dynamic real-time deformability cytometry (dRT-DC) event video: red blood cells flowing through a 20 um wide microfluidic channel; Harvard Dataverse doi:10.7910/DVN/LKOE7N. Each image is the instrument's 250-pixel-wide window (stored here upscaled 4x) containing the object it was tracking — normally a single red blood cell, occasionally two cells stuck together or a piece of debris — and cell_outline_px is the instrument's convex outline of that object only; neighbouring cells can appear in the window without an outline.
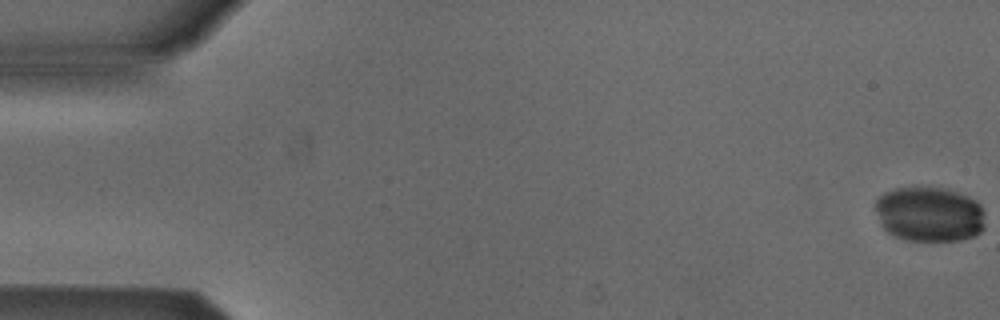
{"species": "Egyptian fruit bat (a non-hibernating species)", "species_latin": "Rousettus aegyptiacus", "temperature_condition": "cold", "stored_images_in_passage": 53, "camera_frame_rate_fps": 3000, "um_per_image_px": 0.085, "animal": {"sex": "male"}, "frame": {"image": 1, "passage_image": 1, "time_ms": 0.0, "image_size_px": [1000, 320], "cell_outline_px": [[984, 228], [980, 232], [972, 236], [960, 240], [908, 240], [896, 236], [888, 232], [880, 224], [876, 212], [876, 200], [884, 192], [896, 188], [912, 184], [944, 188], [968, 196], [976, 200], [980, 204], [984, 212]], "centroid_in_image_um": [78.99, 18.16], "position_along_channel_um": 6.0, "area_um2": 35.72}}
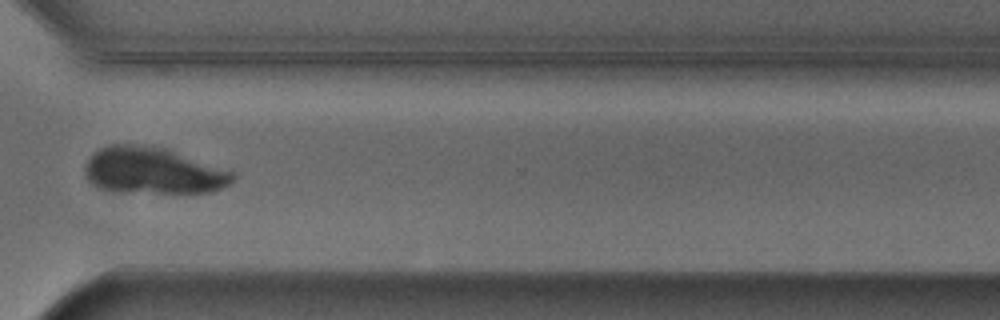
{"frame": {"image": 2, "passage_image": 40, "time_ms": 13.0, "image_size_px": [1000, 320], "cell_outline_px": [[236, 180], [212, 192], [160, 192], [100, 188], [92, 184], [84, 176], [84, 164], [92, 152], [108, 144], [132, 144], [168, 148], [232, 172], [236, 176]], "centroid_in_image_um": [12.97, 14.47], "position_along_channel_um": 357.6, "area_um2": 39.71}}
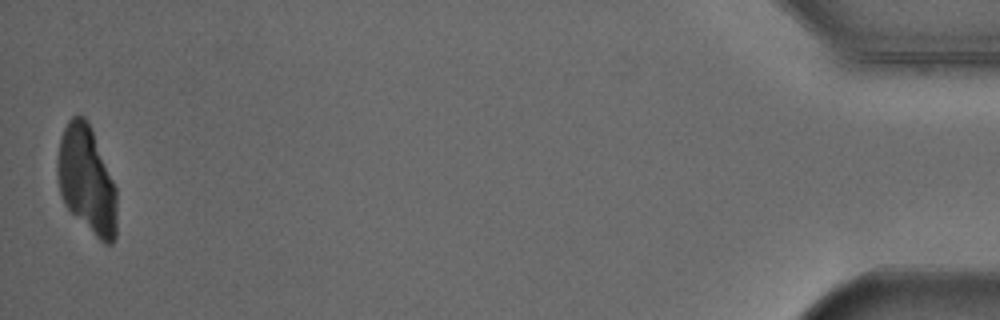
{"frame": {"image": 3, "passage_image": 53, "time_ms": 17.333, "image_size_px": [1000, 320], "cell_outline_px": [[116, 236], [112, 244], [104, 244], [64, 204], [60, 192], [56, 172], [56, 164], [60, 136], [68, 120], [72, 116], [84, 116], [88, 120], [92, 128], [116, 188]], "centroid_in_image_um": [7.36, 15.25], "position_along_channel_um": 427.8, "area_um2": 37.17}}